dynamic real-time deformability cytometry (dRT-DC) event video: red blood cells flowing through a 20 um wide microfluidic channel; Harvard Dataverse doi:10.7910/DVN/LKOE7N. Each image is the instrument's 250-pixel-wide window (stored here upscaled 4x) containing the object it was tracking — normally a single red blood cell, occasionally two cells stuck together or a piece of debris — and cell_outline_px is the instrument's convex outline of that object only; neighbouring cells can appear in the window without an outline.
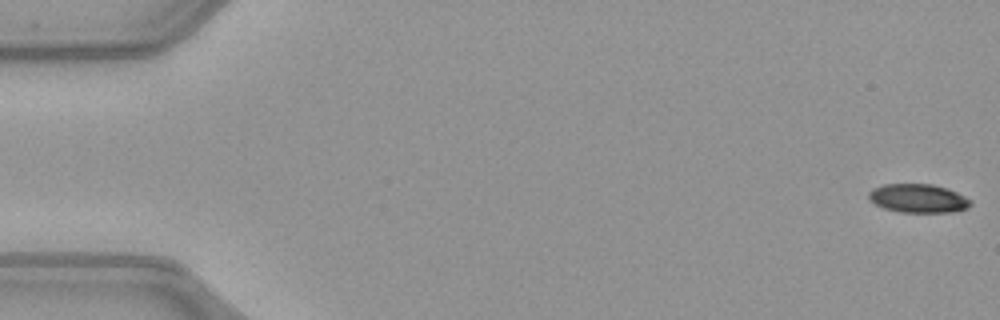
{"species": "common noctule bat (a hibernating species)", "species_latin": "Nyctalus noctula", "temperature_condition": "warm", "stored_images_in_passage": 52, "camera_frame_rate_fps": 3000, "um_per_image_px": 0.085, "animal": {"sex": "female", "body_mass_g": 21.9}, "frame": {"image": 1, "passage_image": 1, "time_ms": 0.0, "image_size_px": [1000, 320], "cell_outline_px": [[972, 204], [968, 208], [952, 212], [900, 212], [884, 208], [876, 204], [868, 196], [868, 192], [872, 188], [884, 184], [932, 184], [956, 192], [972, 200]], "centroid_in_image_um": [78.05, 16.86], "position_along_channel_um": 6.9, "area_um2": 16.94}}
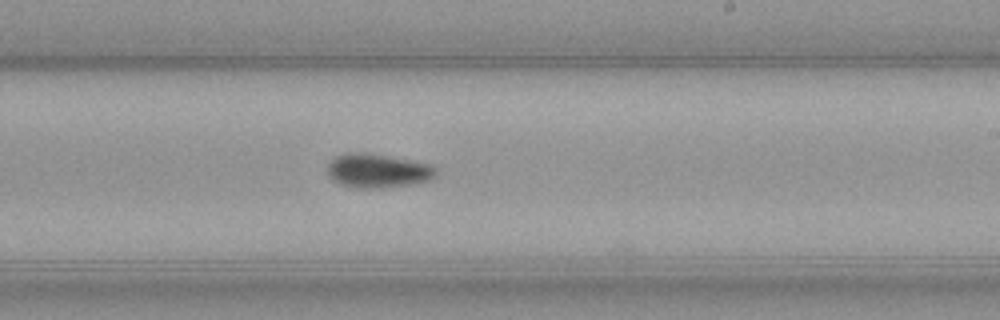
{"frame": {"image": 2, "passage_image": 31, "time_ms": 10.0, "image_size_px": [1000, 320], "cell_outline_px": [[436, 176], [432, 180], [412, 184], [380, 188], [356, 188], [340, 184], [332, 180], [328, 176], [328, 164], [336, 156], [348, 152], [364, 152], [412, 160], [432, 164], [436, 168]], "centroid_in_image_um": [32.12, 14.51], "position_along_channel_um": 256.9, "area_um2": 21.73}}
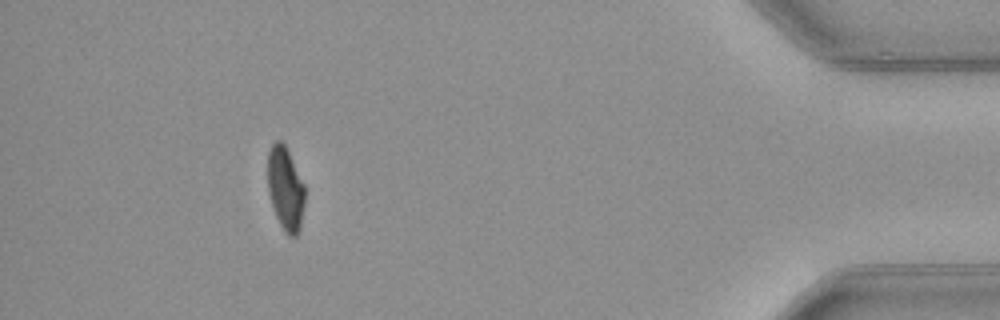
{"frame": {"image": 3, "passage_image": 47, "time_ms": 15.333, "image_size_px": [1000, 320], "cell_outline_px": [[304, 204], [300, 228], [296, 236], [288, 236], [284, 232], [276, 216], [268, 192], [268, 152], [272, 144], [276, 140], [280, 140], [284, 144], [304, 184]], "centroid_in_image_um": [24.25, 16.05], "position_along_channel_um": 410.9, "area_um2": 17.86}, "authors_computed_cell_mechanics": {"area_um2": 19.2763, "velocity_mm_per_s": 4.0462, "shape_relaxation_time_tau1_ms": 2.688, "shape_relaxation_time_tau2_ms": 8.1333, "deformation_change_tau1": 0.1363, "deformation_change_tau2": 0.1344}}